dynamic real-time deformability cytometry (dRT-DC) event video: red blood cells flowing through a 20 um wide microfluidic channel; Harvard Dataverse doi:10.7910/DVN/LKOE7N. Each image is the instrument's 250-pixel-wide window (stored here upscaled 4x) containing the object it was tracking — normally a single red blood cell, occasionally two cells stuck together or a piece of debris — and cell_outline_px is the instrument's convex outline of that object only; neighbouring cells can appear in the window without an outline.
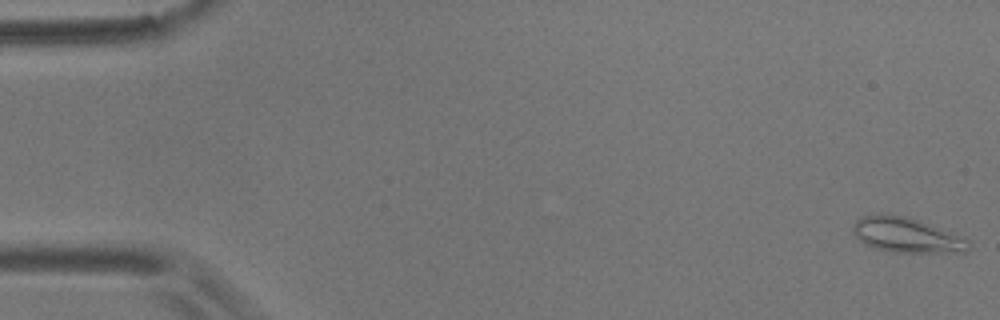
{"species": "common noctule bat (a hibernating species)", "species_latin": "Nyctalus noctula", "temperature_condition": "room temperature", "stored_images_in_passage": 57, "camera_frame_rate_fps": 3000, "um_per_image_px": 0.085, "animal": {"sex": "male", "body_mass_g": 17.9}, "frame": {"image": 1, "passage_image": 1, "time_ms": 0.0, "image_size_px": [1000, 320], "cell_outline_px": [[968, 248], [964, 252], [892, 252], [876, 248], [864, 244], [852, 232], [852, 224], [860, 216], [888, 212], [904, 216], [968, 236]], "centroid_in_image_um": [77.05, 19.95], "position_along_channel_um": 8.0, "area_um2": 23.93}}
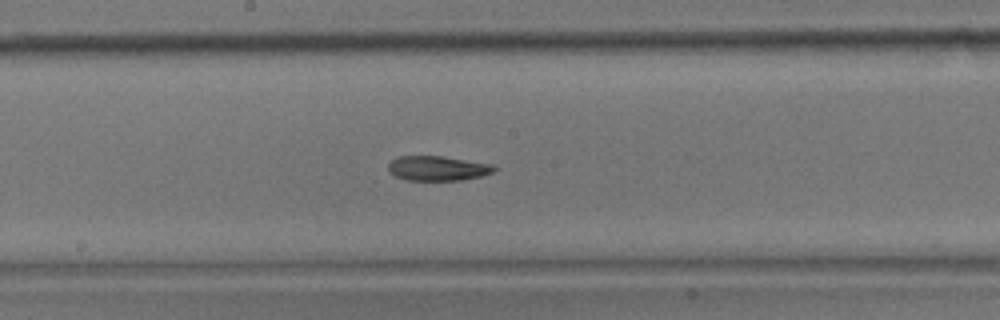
{"frame": {"image": 2, "passage_image": 30, "time_ms": 9.667, "image_size_px": [1000, 320], "cell_outline_px": [[496, 168], [492, 172], [480, 176], [460, 180], [404, 180], [388, 172], [388, 164], [392, 160], [400, 156], [444, 156], [492, 164]], "centroid_in_image_um": [37.16, 14.3], "position_along_channel_um": 211.0, "area_um2": 15.2}}
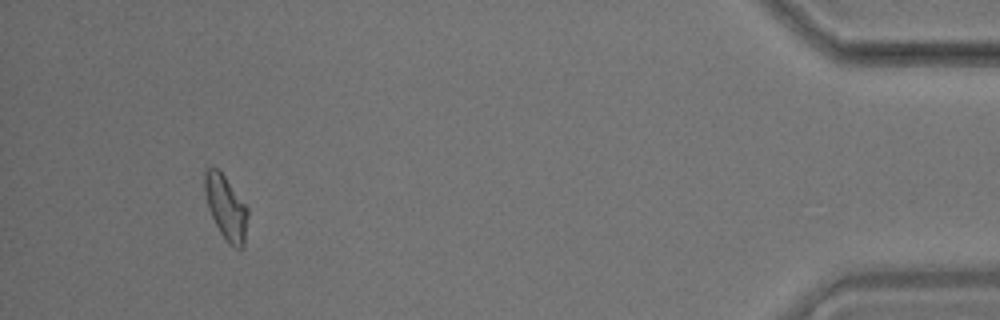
{"frame": {"image": 3, "passage_image": 53, "time_ms": 17.333, "image_size_px": [1000, 320], "cell_outline_px": [[248, 216], [244, 248], [236, 248], [228, 244], [220, 232], [208, 208], [204, 192], [204, 172], [208, 168], [216, 168], [224, 176], [248, 208]], "centroid_in_image_um": [19.21, 17.68], "position_along_channel_um": 416.0, "area_um2": 16.01}, "authors_computed_cell_mechanics": {"area_um2": 16.184, "velocity_mm_per_s": 3.5512, "shape_relaxation_time_tau1_ms": 8.6301, "shape_relaxation_time_tau2_ms": 5.3172, "deformation_change_tau1": 0.1628, "deformation_change_tau2": 0.117}}